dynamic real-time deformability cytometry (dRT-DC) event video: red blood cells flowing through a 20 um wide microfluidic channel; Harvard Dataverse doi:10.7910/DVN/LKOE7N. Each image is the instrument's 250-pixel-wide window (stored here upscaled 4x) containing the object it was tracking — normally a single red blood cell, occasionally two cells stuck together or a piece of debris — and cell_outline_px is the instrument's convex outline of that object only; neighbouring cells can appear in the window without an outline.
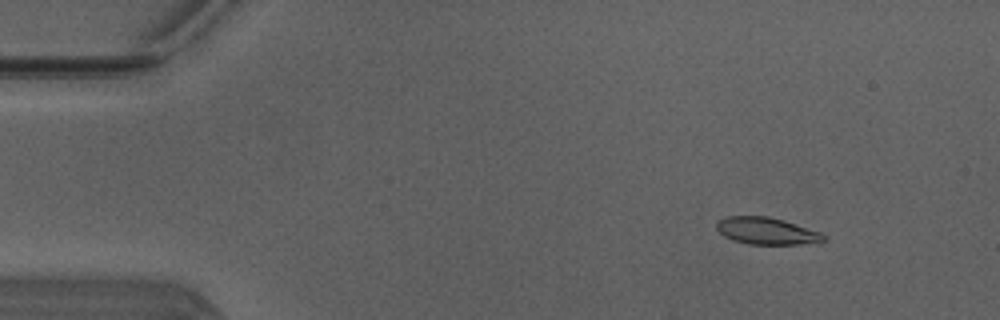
{"species": "Egyptian fruit bat (a non-hibernating species)", "species_latin": "Rousettus aegyptiacus", "temperature_condition": "warm", "stored_images_in_passage": 45, "camera_frame_rate_fps": 3000, "um_per_image_px": 0.085, "animal": {"sex": "male"}, "frame": {"image": 1, "passage_image": 1, "time_ms": 0.0, "image_size_px": [1000, 320], "cell_outline_px": [[828, 236], [820, 244], [748, 244], [732, 240], [724, 236], [716, 228], [716, 224], [720, 220], [728, 216], [768, 216], [784, 220], [820, 232]], "centroid_in_image_um": [65.22, 19.64], "position_along_channel_um": 19.8, "area_um2": 16.99}}
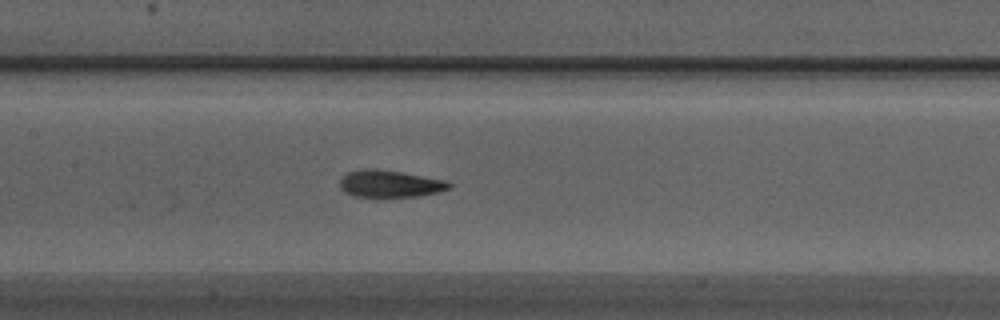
{"frame": {"image": 2, "passage_image": 19, "time_ms": 6.0, "image_size_px": [1000, 320], "cell_outline_px": [[452, 188], [436, 192], [416, 196], [380, 200], [352, 196], [344, 192], [340, 188], [340, 176], [348, 172], [364, 168], [376, 168], [400, 172], [444, 180], [452, 184]], "centroid_in_image_um": [33.05, 15.66], "position_along_channel_um": 174.3, "area_um2": 18.03}}
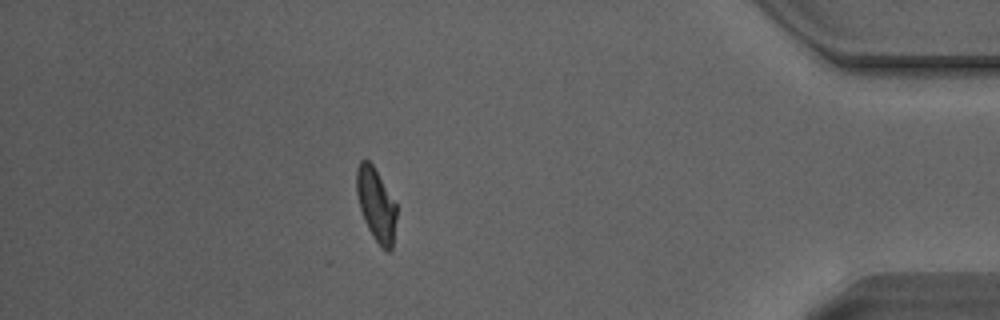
{"frame": {"image": 3, "passage_image": 39, "time_ms": 12.667, "image_size_px": [1000, 320], "cell_outline_px": [[396, 216], [392, 248], [388, 252], [380, 248], [372, 236], [364, 220], [360, 208], [356, 192], [356, 168], [360, 160], [368, 160], [372, 164], [396, 204]], "centroid_in_image_um": [31.95, 17.42], "position_along_channel_um": 403.3, "area_um2": 16.94}, "authors_computed_cell_mechanics": {"area_um2": 17.34, "velocity_mm_per_s": 4.1218, "shape_relaxation_time_tau1_ms": 4.5005, "shape_relaxation_time_tau2_ms": 1.6351, "deformation_change_tau1": 0.1708, "deformation_change_tau2": 0.0758}}